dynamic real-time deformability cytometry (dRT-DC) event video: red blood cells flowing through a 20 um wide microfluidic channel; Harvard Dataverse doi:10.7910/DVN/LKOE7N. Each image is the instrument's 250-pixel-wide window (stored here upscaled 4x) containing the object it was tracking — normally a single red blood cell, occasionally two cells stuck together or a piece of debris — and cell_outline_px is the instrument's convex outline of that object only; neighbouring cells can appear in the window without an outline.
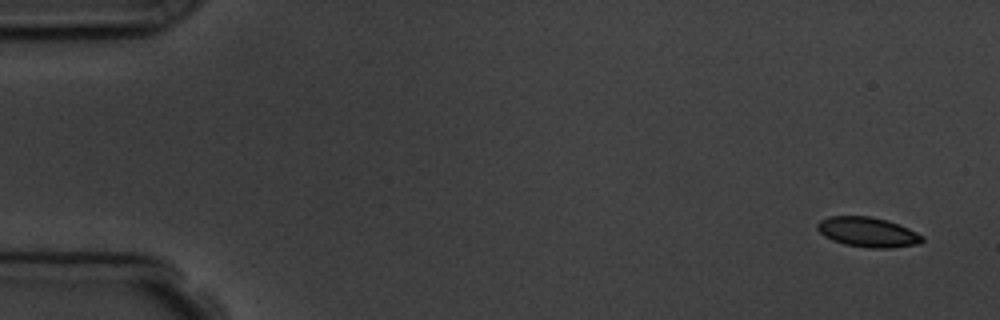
{"species": "common noctule bat (a hibernating species)", "species_latin": "Nyctalus noctula", "temperature_condition": "room temperature", "stored_images_in_passage": 4, "camera_frame_rate_fps": 3000, "um_per_image_px": 0.085, "animal": {"sex": "male", "body_mass_g": 19.5, "forearm_length_mm": 54.6}, "frame": {"image": 1, "passage_image": 1, "time_ms": 0.0, "image_size_px": [1000, 320], "cell_outline_px": [[924, 240], [920, 244], [892, 248], [868, 248], [844, 244], [832, 240], [824, 236], [816, 228], [816, 224], [820, 220], [828, 216], [868, 216], [888, 220], [908, 228], [924, 236]], "centroid_in_image_um": [73.76, 19.73], "position_along_channel_um": 11.2, "area_um2": 18.44}}
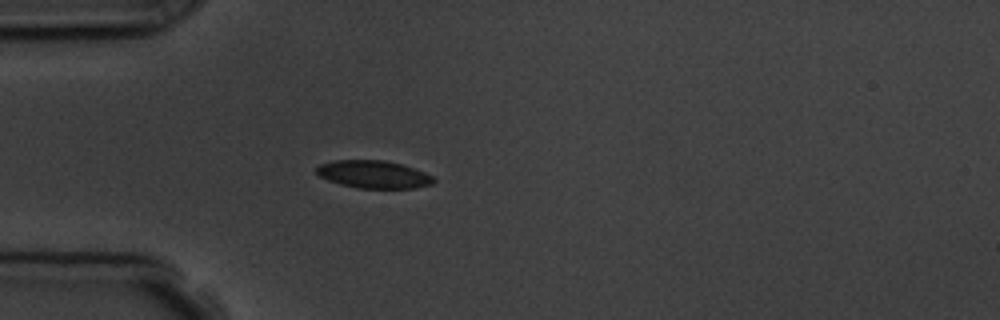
{"frame": {"image": 2, "passage_image": 4, "time_ms": 4.333, "image_size_px": [1000, 320], "cell_outline_px": [[436, 180], [432, 184], [416, 188], [356, 188], [340, 184], [328, 180], [320, 176], [316, 172], [316, 168], [320, 164], [336, 160], [384, 160], [400, 164], [424, 172], [432, 176]], "centroid_in_image_um": [31.75, 14.83], "position_along_channel_um": 53.3, "area_um2": 18.79}}